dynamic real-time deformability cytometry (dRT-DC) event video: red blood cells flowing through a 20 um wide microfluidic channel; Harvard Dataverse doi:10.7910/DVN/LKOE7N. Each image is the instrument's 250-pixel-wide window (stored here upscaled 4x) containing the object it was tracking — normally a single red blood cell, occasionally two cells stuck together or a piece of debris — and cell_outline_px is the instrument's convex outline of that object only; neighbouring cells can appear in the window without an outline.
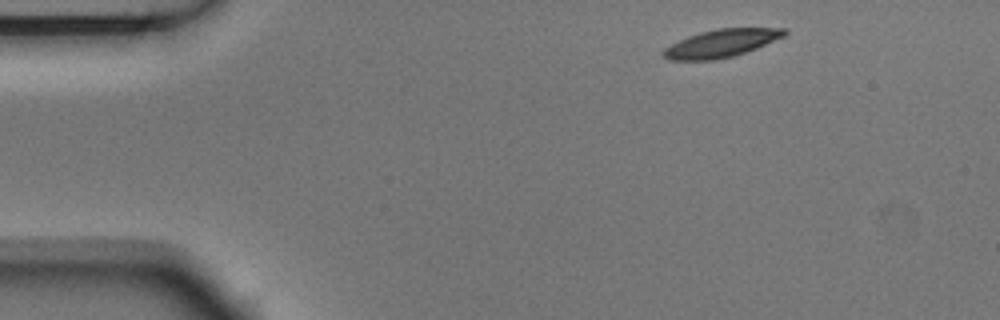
{"species": "Egyptian fruit bat (a non-hibernating species)", "species_latin": "Rousettus aegyptiacus", "temperature_condition": "room temperature", "stored_images_in_passage": 4, "camera_frame_rate_fps": 3000, "um_per_image_px": 0.085, "animal": {"sex": "male"}, "frame": {"image": 1, "passage_image": 1, "time_ms": 0.0, "image_size_px": [1000, 320], "cell_outline_px": [[788, 32], [784, 36], [756, 48], [732, 56], [716, 60], [668, 60], [660, 52], [664, 48], [688, 36], [700, 32], [716, 28], [788, 28]], "centroid_in_image_um": [61.29, 3.67], "position_along_channel_um": 23.7, "area_um2": 19.54}}
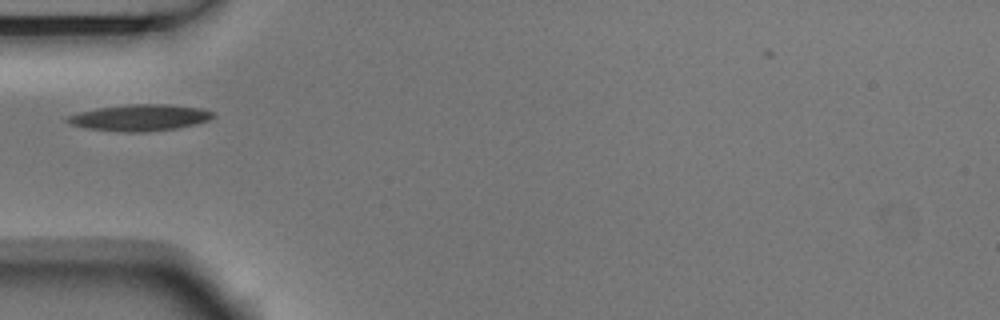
{"frame": {"image": 2, "passage_image": 4, "time_ms": 1.0, "image_size_px": [1000, 320], "cell_outline_px": [[216, 116], [208, 120], [196, 124], [176, 128], [140, 132], [120, 132], [84, 128], [68, 124], [64, 120], [68, 116], [80, 112], [96, 108], [128, 104], [168, 104], [200, 108], [216, 112]], "centroid_in_image_um": [11.87, 10.0], "position_along_channel_um": 73.1, "area_um2": 22.6}}